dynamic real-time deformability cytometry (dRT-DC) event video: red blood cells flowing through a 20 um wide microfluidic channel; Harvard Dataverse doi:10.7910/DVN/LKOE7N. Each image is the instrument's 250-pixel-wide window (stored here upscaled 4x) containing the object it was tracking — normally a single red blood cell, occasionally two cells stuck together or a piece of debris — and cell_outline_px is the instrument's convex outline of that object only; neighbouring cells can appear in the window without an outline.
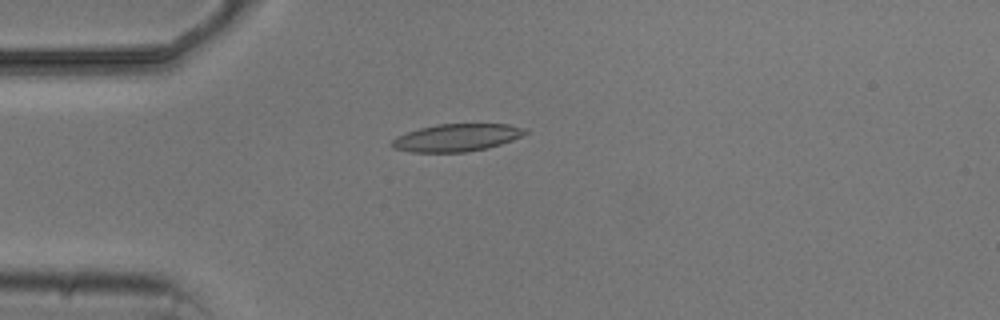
{"species": "common noctule bat (a hibernating species)", "species_latin": "Nyctalus noctula", "temperature_condition": "cold", "stored_images_in_passage": 7, "camera_frame_rate_fps": 3000, "um_per_image_px": 0.085, "animal": {"sex": "male", "body_mass_g": 20.5, "forearm_length_mm": 52.5}, "frame": {"image": 1, "passage_image": 4, "time_ms": 3.667, "image_size_px": [1000, 320], "cell_outline_px": [[528, 132], [512, 140], [488, 148], [468, 152], [412, 152], [392, 148], [388, 144], [396, 136], [420, 128], [436, 124], [508, 124], [528, 128]], "centroid_in_image_um": [38.8, 11.7], "position_along_channel_um": 46.2, "area_um2": 21.5}}
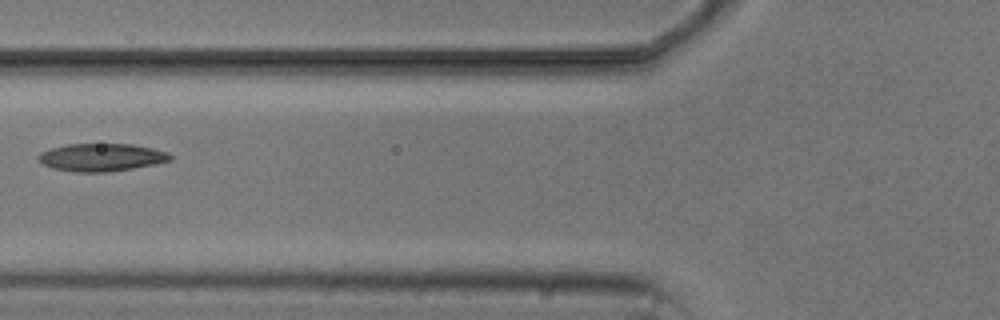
{"frame": {"image": 2, "passage_image": 6, "time_ms": 6.0, "image_size_px": [1000, 320], "cell_outline_px": [[172, 160], [132, 168], [104, 172], [76, 172], [52, 168], [36, 160], [36, 156], [40, 152], [52, 148], [68, 144], [132, 144], [152, 148], [168, 152], [172, 156]], "centroid_in_image_um": [8.58, 13.37], "position_along_channel_um": 117.2, "area_um2": 21.21}}
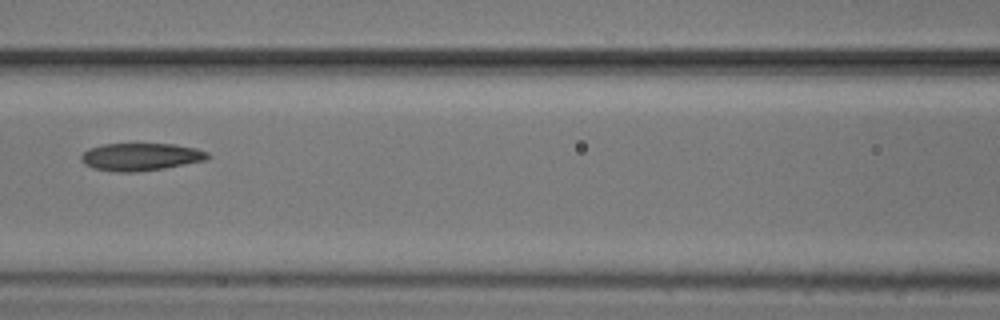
{"frame": {"image": 3, "passage_image": 7, "time_ms": 7.0, "image_size_px": [1000, 320], "cell_outline_px": [[212, 156], [204, 160], [164, 168], [136, 172], [116, 172], [92, 168], [84, 164], [80, 160], [80, 156], [88, 148], [104, 144], [172, 144], [196, 148], [208, 152]], "centroid_in_image_um": [11.93, 13.33], "position_along_channel_um": 154.7, "area_um2": 20.35}}